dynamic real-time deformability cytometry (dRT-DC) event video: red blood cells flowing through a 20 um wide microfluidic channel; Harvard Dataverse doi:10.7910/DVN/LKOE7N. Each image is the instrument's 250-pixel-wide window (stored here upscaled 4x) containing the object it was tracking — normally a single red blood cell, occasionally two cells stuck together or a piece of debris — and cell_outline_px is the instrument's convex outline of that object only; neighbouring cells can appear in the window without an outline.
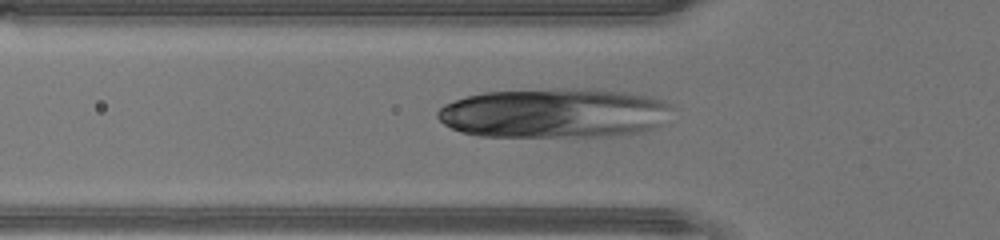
{"species": "human", "species_latin": "Homo sapiens", "temperature_condition": "warm", "stored_images_in_passage": 15, "camera_frame_rate_fps": 3000, "um_per_image_px": 0.085, "donor": {"sex": "male"}, "frame": {"image": 1, "passage_image": 2, "time_ms": 0.333, "image_size_px": [1000, 240], "cell_outline_px": [[676, 108], [664, 124], [644, 132], [612, 136], [480, 136], [460, 132], [444, 124], [436, 116], [436, 112], [444, 104], [468, 96], [484, 92], [552, 88], [600, 88], [628, 92], [652, 96], [664, 100]], "centroid_in_image_um": [47.22, 9.6], "position_along_channel_um": 78.6, "area_um2": 69.13}}
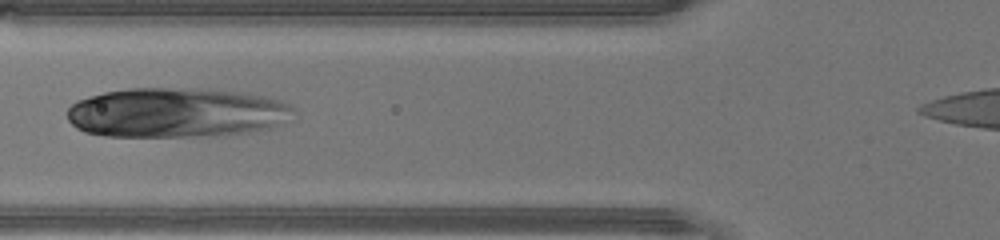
{"frame": {"image": 2, "passage_image": 4, "time_ms": 1.0, "image_size_px": [1000, 240], "cell_outline_px": [[296, 108], [272, 128], [248, 132], [216, 136], [104, 136], [84, 132], [76, 128], [68, 120], [68, 108], [76, 100], [88, 96], [104, 92], [128, 88], [208, 88], [248, 92], [272, 96]], "centroid_in_image_um": [14.97, 9.55], "position_along_channel_um": 110.8, "area_um2": 66.24}}
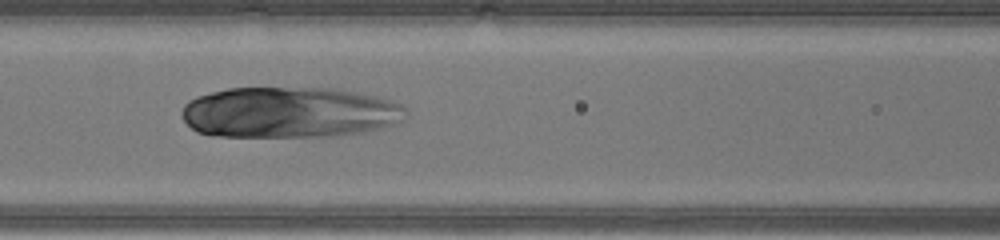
{"frame": {"image": 3, "passage_image": 6, "time_ms": 1.667, "image_size_px": [1000, 240], "cell_outline_px": [[408, 112], [404, 120], [380, 128], [364, 132], [340, 136], [212, 136], [196, 132], [184, 120], [180, 112], [184, 104], [188, 100], [196, 96], [228, 88], [336, 88], [360, 92], [380, 96], [392, 100], [408, 108]], "centroid_in_image_um": [24.63, 9.55], "position_along_channel_um": 142.0, "area_um2": 67.28}}